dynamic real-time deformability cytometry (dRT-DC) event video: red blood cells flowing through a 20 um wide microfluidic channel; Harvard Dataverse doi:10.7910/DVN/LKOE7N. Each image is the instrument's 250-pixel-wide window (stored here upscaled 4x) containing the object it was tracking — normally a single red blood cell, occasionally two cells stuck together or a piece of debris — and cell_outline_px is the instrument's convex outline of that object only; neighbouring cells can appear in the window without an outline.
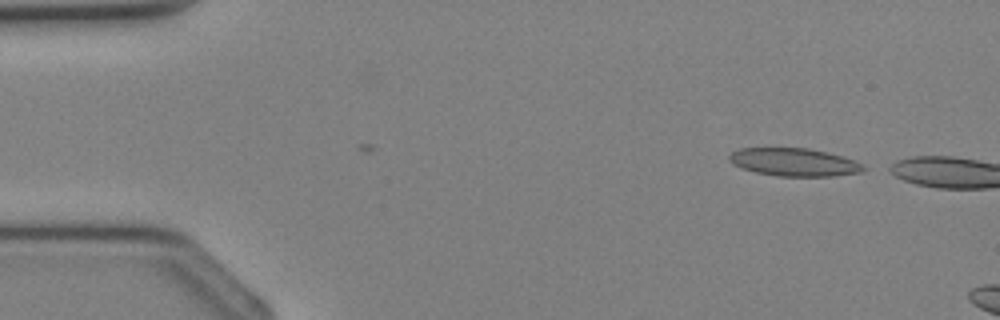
{"species": "Egyptian fruit bat (a non-hibernating species)", "species_latin": "Rousettus aegyptiacus", "temperature_condition": "cold", "stored_images_in_passage": 5, "camera_frame_rate_fps": 3000, "um_per_image_px": 0.085, "animal": {"sex": "female"}, "frame": {"image": 1, "passage_image": 1, "time_ms": 0.0, "image_size_px": [1000, 320], "cell_outline_px": [[868, 168], [864, 172], [832, 176], [776, 176], [756, 172], [732, 164], [728, 160], [728, 156], [732, 152], [740, 148], [808, 148], [828, 152], [844, 156]], "centroid_in_image_um": [67.51, 13.78], "position_along_channel_um": 17.5, "area_um2": 21.91}}